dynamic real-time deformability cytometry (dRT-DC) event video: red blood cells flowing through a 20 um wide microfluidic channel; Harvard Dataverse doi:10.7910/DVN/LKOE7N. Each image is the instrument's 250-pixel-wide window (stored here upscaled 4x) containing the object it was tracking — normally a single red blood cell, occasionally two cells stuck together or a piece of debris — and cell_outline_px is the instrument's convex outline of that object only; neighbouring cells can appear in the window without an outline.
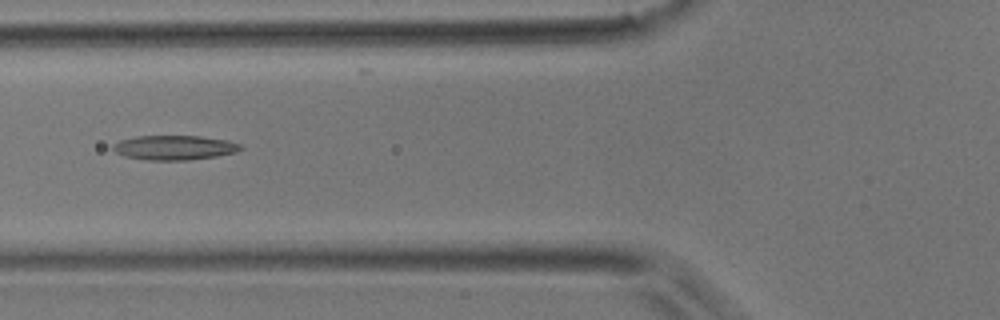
{"species": "common noctule bat (a hibernating species)", "species_latin": "Nyctalus noctula", "temperature_condition": "room temperature", "stored_images_in_passage": 3, "camera_frame_rate_fps": 3000, "um_per_image_px": 0.085, "animal": {"sex": "male", "body_mass_g": 17.9}, "frame": {"image": 1, "passage_image": 3, "time_ms": 0.667, "image_size_px": [1000, 320], "cell_outline_px": [[244, 148], [236, 152], [216, 156], [188, 160], [144, 160], [124, 156], [116, 152], [112, 148], [112, 144], [120, 140], [136, 136], [200, 136], [228, 140], [240, 144]], "centroid_in_image_um": [14.81, 12.54], "position_along_channel_um": 111.0, "area_um2": 18.32}}